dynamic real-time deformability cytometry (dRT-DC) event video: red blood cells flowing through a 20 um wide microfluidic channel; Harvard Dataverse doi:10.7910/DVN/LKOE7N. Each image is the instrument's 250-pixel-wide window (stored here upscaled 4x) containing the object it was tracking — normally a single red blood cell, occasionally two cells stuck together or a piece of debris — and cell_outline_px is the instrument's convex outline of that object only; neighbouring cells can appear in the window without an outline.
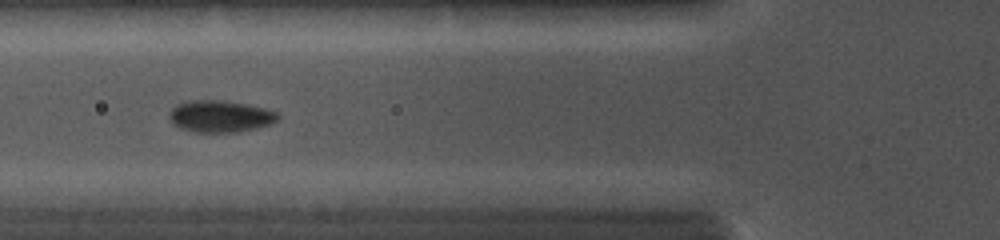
{"species": "common noctule bat (a hibernating species)", "species_latin": "Nyctalus noctula", "temperature_condition": "cold", "stored_images_in_passage": 10, "camera_frame_rate_fps": 5000, "um_per_image_px": 0.085, "animal": {"sex": "female", "body_mass_g": 19.0, "forearm_length_mm": 56.7}, "frame": {"image": 1, "passage_image": 6, "time_ms": 4.4, "image_size_px": [1000, 240], "cell_outline_px": [[280, 120], [272, 124], [256, 128], [236, 132], [196, 132], [180, 128], [172, 124], [168, 116], [172, 108], [176, 104], [184, 100], [224, 100], [264, 108], [276, 112], [280, 116]], "centroid_in_image_um": [18.7, 9.88], "position_along_channel_um": 107.1, "area_um2": 20.35}}
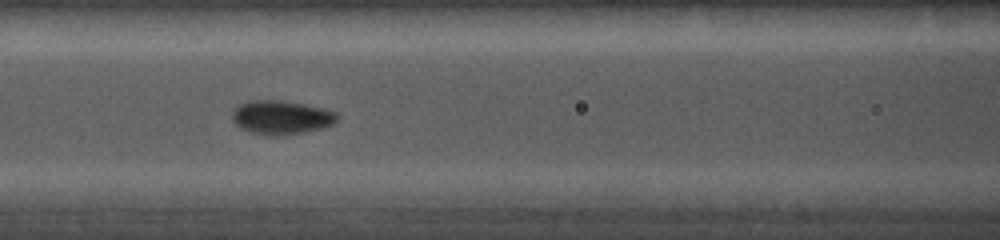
{"frame": {"image": 2, "passage_image": 7, "time_ms": 5.2, "image_size_px": [1000, 240], "cell_outline_px": [[340, 116], [332, 124], [324, 128], [304, 132], [276, 136], [252, 132], [240, 128], [232, 120], [232, 112], [244, 100], [280, 100], [304, 104], [324, 108], [336, 112]], "centroid_in_image_um": [23.91, 9.96], "position_along_channel_um": 142.7, "area_um2": 20.75}}
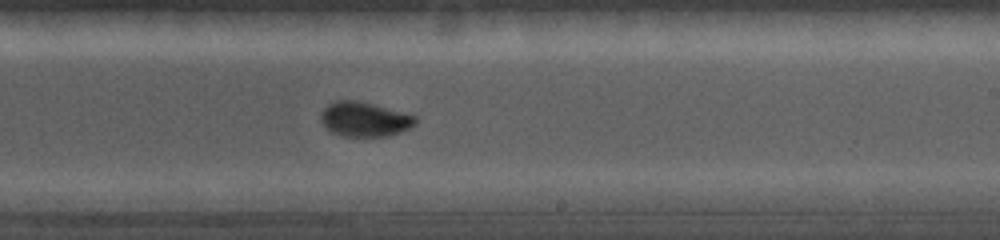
{"frame": {"image": 3, "passage_image": 10, "time_ms": 7.8, "image_size_px": [1000, 240], "cell_outline_px": [[416, 124], [400, 132], [388, 136], [344, 136], [332, 132], [320, 120], [320, 116], [324, 108], [328, 104], [336, 100], [356, 100], [372, 104], [416, 116]], "centroid_in_image_um": [30.97, 10.13], "position_along_channel_um": 258.0, "area_um2": 18.79}}